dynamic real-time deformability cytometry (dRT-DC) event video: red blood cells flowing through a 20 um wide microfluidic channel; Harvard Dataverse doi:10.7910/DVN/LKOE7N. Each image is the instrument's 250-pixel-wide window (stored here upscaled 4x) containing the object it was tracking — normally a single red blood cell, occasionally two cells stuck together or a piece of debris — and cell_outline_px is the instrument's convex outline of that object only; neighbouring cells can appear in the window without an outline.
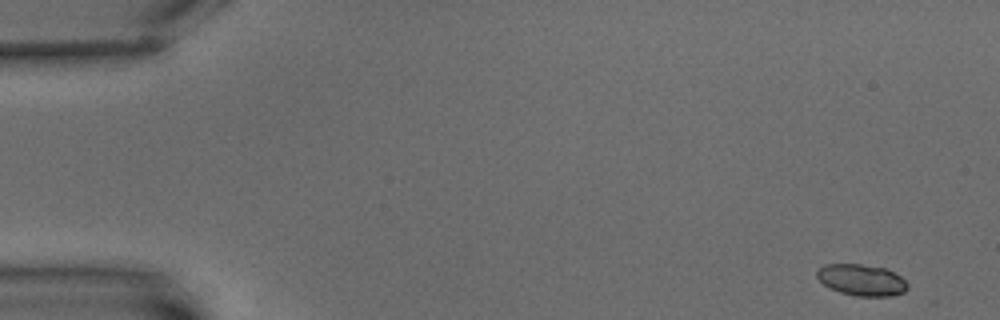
{"species": "common noctule bat (a hibernating species)", "species_latin": "Nyctalus noctula", "temperature_condition": "warm", "stored_images_in_passage": 7, "camera_frame_rate_fps": 3000, "um_per_image_px": 0.085, "animal": {"sex": "male", "body_mass_g": 15.6}, "frame": {"image": 1, "passage_image": 1, "time_ms": 0.0, "image_size_px": [1000, 320], "cell_outline_px": [[908, 288], [904, 292], [892, 296], [856, 296], [840, 292], [824, 284], [816, 276], [816, 272], [824, 264], [860, 264], [884, 268], [900, 276], [908, 284]], "centroid_in_image_um": [73.24, 23.8], "position_along_channel_um": 11.8, "area_um2": 16.42}}
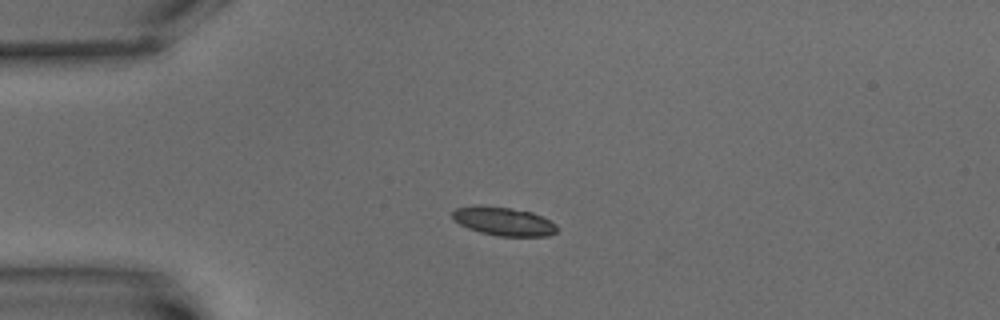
{"frame": {"image": 2, "passage_image": 5, "time_ms": 4.333, "image_size_px": [1000, 320], "cell_outline_px": [[556, 232], [548, 236], [496, 236], [480, 232], [468, 228], [452, 220], [452, 212], [456, 208], [472, 204], [480, 204], [512, 208], [532, 212], [556, 224]], "centroid_in_image_um": [42.74, 18.79], "position_along_channel_um": 42.3, "area_um2": 17.63}}
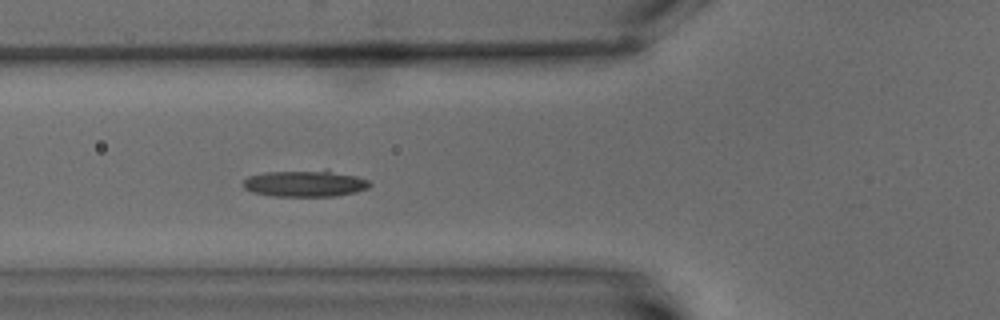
{"frame": {"image": 3, "passage_image": 7, "time_ms": 7.0, "image_size_px": [1000, 320], "cell_outline_px": [[372, 184], [368, 188], [356, 192], [336, 196], [272, 196], [252, 192], [244, 188], [244, 180], [248, 176], [264, 172], [324, 168], [356, 176], [368, 180]], "centroid_in_image_um": [25.95, 15.57], "position_along_channel_um": 99.9, "area_um2": 20.11}}